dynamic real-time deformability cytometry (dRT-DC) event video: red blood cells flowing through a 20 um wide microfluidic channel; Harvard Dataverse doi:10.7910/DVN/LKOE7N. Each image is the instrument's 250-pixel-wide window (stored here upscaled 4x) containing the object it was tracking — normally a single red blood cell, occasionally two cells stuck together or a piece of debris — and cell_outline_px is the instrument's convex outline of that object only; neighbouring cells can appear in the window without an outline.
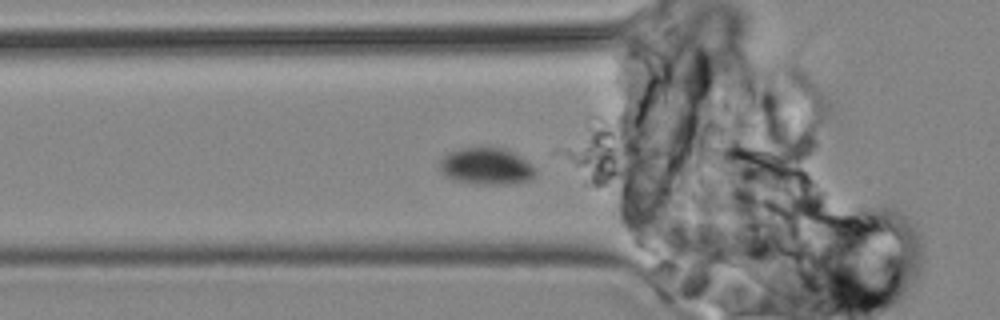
{"species": "common noctule bat (a hibernating species)", "species_latin": "Nyctalus noctula", "temperature_condition": "cold", "stored_images_in_passage": 4, "camera_frame_rate_fps": 3000, "um_per_image_px": 0.085, "animal": {"sex": "male", "body_mass_g": 19.2, "forearm_length_mm": 51.8}, "frame": {"image": 1, "passage_image": 2, "time_ms": 1.333, "image_size_px": [1000, 320], "cell_outline_px": [[536, 176], [532, 180], [508, 184], [476, 184], [456, 180], [444, 176], [440, 168], [440, 160], [448, 152], [460, 148], [504, 148], [520, 156], [536, 172]], "centroid_in_image_um": [41.32, 14.15], "position_along_channel_um": 84.5, "area_um2": 20.35}}
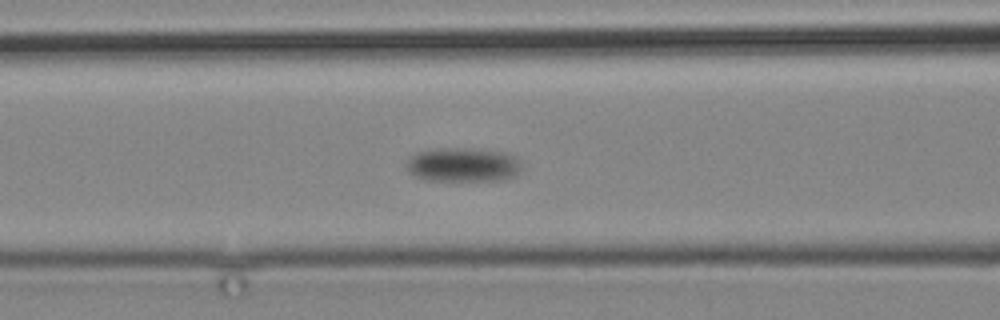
{"frame": {"image": 2, "passage_image": 4, "time_ms": 3.333, "image_size_px": [1000, 320], "cell_outline_px": [[520, 168], [512, 176], [504, 180], [424, 180], [408, 172], [404, 164], [416, 152], [440, 148], [468, 148], [508, 152], [516, 156], [520, 164]], "centroid_in_image_um": [39.32, 13.99], "position_along_channel_um": 127.3, "area_um2": 22.95}}